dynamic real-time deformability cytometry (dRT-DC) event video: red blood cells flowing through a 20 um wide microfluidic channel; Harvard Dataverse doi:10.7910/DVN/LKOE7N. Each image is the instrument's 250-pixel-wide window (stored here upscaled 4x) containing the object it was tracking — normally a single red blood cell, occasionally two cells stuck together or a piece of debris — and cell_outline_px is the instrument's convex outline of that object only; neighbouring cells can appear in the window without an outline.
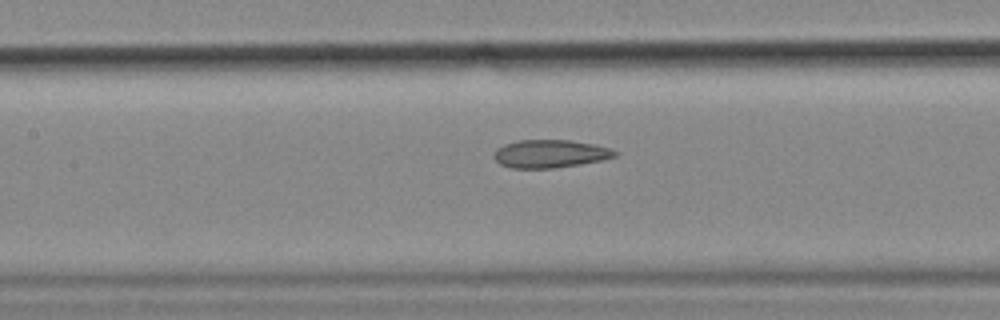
{"species": "common noctule bat (a hibernating species)", "species_latin": "Nyctalus noctula", "temperature_condition": "cold", "stored_images_in_passage": 56, "camera_frame_rate_fps": 3000, "um_per_image_px": 0.085, "animal": {"sex": "female", "body_mass_g": 18.4}, "frame": {"image": 1, "passage_image": 25, "time_ms": 8.0, "image_size_px": [1000, 320], "cell_outline_px": [[620, 152], [616, 156], [600, 160], [580, 164], [556, 168], [512, 168], [500, 164], [492, 156], [492, 152], [496, 148], [504, 144], [516, 140], [572, 140], [596, 144]], "centroid_in_image_um": [46.73, 13.06], "position_along_channel_um": 160.7, "area_um2": 19.94}, "authors_computed_cell_mechanics": {"area_um2": 21.3571, "velocity_mm_per_s": 3.5647, "shape_relaxation_time_tau1_ms": null, "shape_relaxation_time_tau2_ms": 3.6232, "deformation_change_tau1": null, "deformation_change_tau2": 0.1094}}